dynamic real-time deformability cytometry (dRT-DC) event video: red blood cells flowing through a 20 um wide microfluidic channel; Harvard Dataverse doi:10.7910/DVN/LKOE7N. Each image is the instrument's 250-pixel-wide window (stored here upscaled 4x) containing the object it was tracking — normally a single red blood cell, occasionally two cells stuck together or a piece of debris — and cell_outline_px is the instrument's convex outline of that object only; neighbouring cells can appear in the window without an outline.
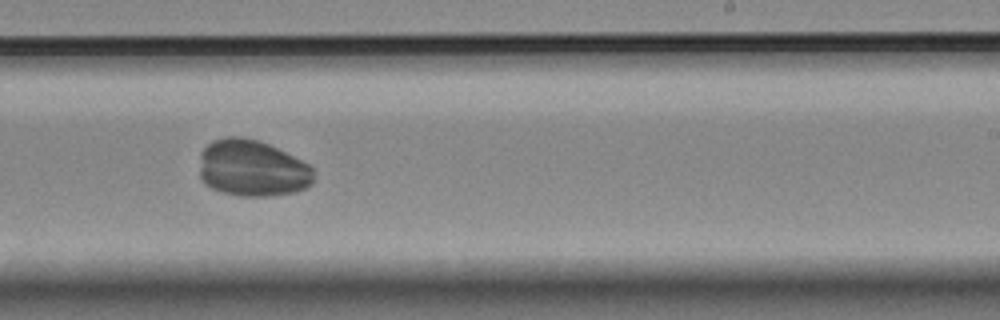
{"species": "Egyptian fruit bat (a non-hibernating species)", "species_latin": "Rousettus aegyptiacus", "temperature_condition": "room temperature", "stored_images_in_passage": 51, "camera_frame_rate_fps": 3000, "um_per_image_px": 0.085, "animal": {"sex": "female"}, "frame": {"image": 1, "passage_image": 32, "time_ms": 10.333, "image_size_px": [1000, 320], "cell_outline_px": [[312, 184], [296, 192], [268, 196], [240, 196], [220, 192], [204, 184], [200, 180], [200, 152], [212, 140], [228, 136], [240, 136], [256, 140], [268, 144], [308, 164], [312, 168]], "centroid_in_image_um": [21.38, 14.31], "position_along_channel_um": 267.6, "area_um2": 37.69}}